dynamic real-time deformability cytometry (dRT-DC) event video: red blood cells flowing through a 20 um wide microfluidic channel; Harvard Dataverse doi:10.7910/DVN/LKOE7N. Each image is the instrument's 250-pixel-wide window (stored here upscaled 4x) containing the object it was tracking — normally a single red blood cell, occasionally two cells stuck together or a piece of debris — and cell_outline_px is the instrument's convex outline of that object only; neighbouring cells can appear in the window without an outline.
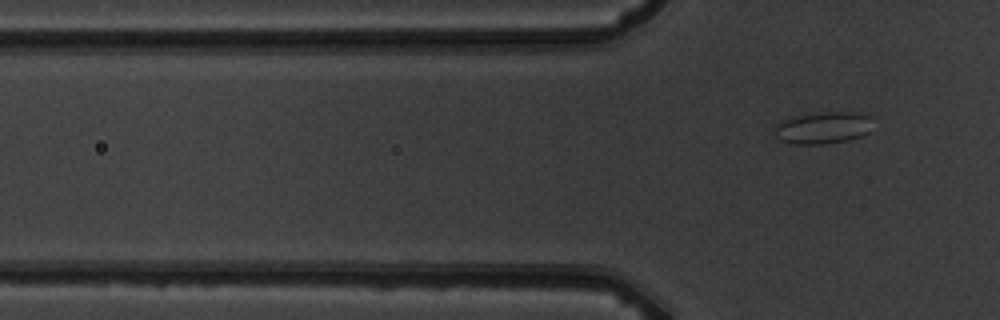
{"species": "common noctule bat (a hibernating species)", "species_latin": "Nyctalus noctula", "temperature_condition": "warm", "stored_images_in_passage": 6, "camera_frame_rate_fps": 3000, "um_per_image_px": 0.085, "animal": {"sex": "male", "body_mass_g": 19.5, "forearm_length_mm": 54.6}, "frame": {"image": 1, "passage_image": 6, "time_ms": 6.667, "image_size_px": [1000, 320], "cell_outline_px": [[872, 132], [848, 140], [824, 144], [796, 144], [780, 140], [776, 136], [776, 124], [800, 116], [828, 112], [856, 112], [872, 116]], "centroid_in_image_um": [70.08, 10.87], "position_along_channel_um": 55.7, "area_um2": 18.03}}